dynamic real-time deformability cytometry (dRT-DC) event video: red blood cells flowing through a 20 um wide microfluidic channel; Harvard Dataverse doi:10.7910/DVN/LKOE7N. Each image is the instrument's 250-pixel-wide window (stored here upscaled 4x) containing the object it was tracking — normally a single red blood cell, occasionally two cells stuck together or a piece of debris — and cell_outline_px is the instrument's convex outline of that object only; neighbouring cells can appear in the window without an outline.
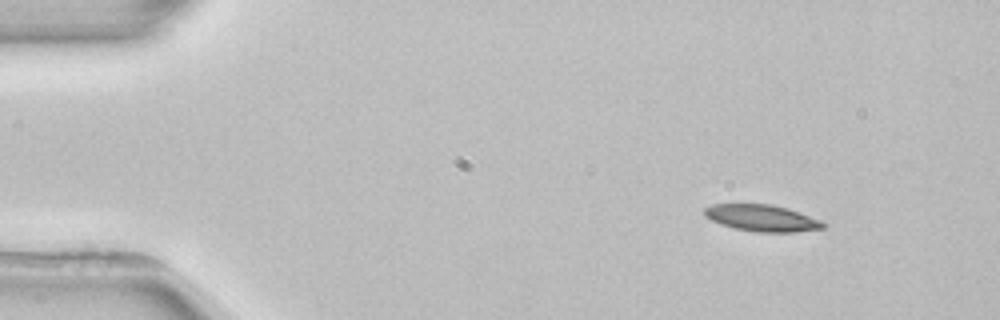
{"species": "common noctule bat (a hibernating species)", "species_latin": "Nyctalus noctula", "temperature_condition": "room temperature", "stored_images_in_passage": 3, "camera_frame_rate_fps": 3000, "um_per_image_px": 0.085, "animal": {"sex": "female", "body_mass_g": 22.7, "forearm_length_mm": 54.2}, "frame": {"image": 1, "passage_image": 1, "time_ms": 0.0, "image_size_px": [1000, 320], "cell_outline_px": [[828, 224], [824, 228], [796, 232], [756, 232], [736, 228], [720, 224], [704, 216], [704, 208], [712, 204], [772, 204], [788, 208], [820, 220]], "centroid_in_image_um": [64.77, 18.53], "position_along_channel_um": 20.2, "area_um2": 18.44}}
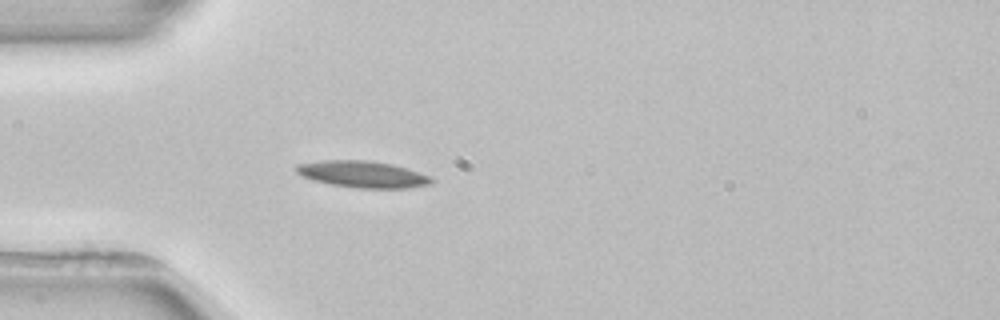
{"frame": {"image": 2, "passage_image": 3, "time_ms": 3.0, "image_size_px": [1000, 320], "cell_outline_px": [[436, 180], [432, 184], [404, 188], [356, 188], [332, 184], [312, 180], [296, 172], [296, 164], [320, 160], [372, 160], [392, 164], [432, 176]], "centroid_in_image_um": [30.85, 14.8], "position_along_channel_um": 54.1, "area_um2": 21.1}}